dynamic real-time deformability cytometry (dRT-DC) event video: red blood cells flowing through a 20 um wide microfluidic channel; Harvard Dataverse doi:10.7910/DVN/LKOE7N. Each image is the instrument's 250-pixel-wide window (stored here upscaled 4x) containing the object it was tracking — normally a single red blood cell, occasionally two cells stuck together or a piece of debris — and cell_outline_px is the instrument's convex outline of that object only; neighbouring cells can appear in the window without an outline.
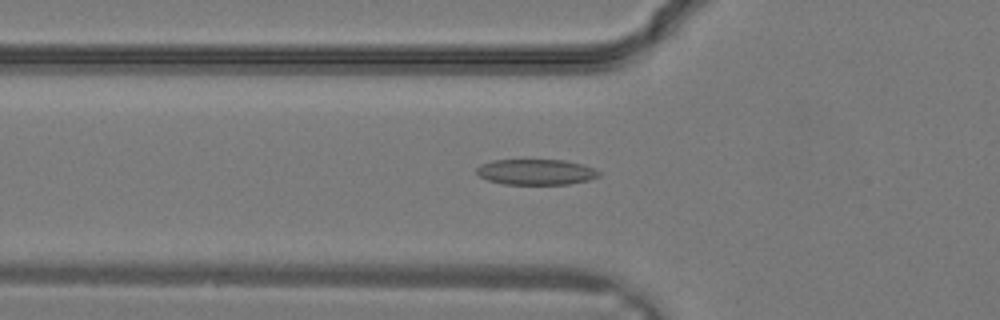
{"species": "common noctule bat (a hibernating species)", "species_latin": "Nyctalus noctula", "temperature_condition": "warm", "stored_images_in_passage": 32, "camera_frame_rate_fps": 3000, "um_per_image_px": 0.085, "animal": {"sex": "male", "body_mass_g": 19.2, "forearm_length_mm": 51.8}, "frame": {"image": 1, "passage_image": 12, "time_ms": 3.667, "image_size_px": [1000, 320], "cell_outline_px": [[600, 176], [588, 180], [568, 184], [504, 184], [488, 180], [480, 176], [476, 172], [476, 168], [480, 164], [492, 160], [564, 160], [584, 164], [600, 172]], "centroid_in_image_um": [45.55, 14.61], "position_along_channel_um": 80.2, "area_um2": 18.26}}
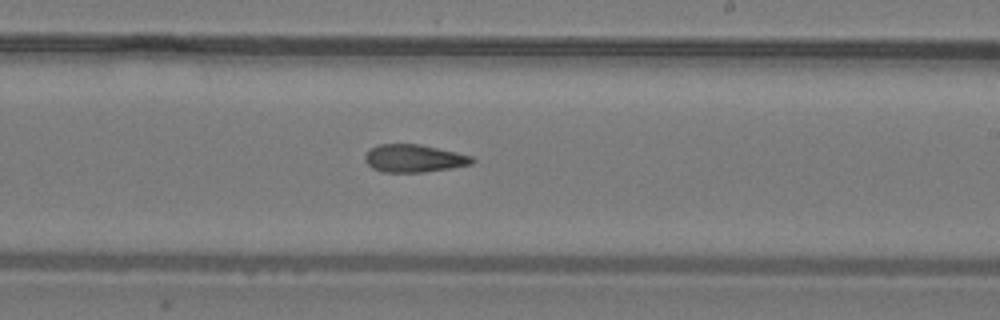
{"frame": {"image": 2, "passage_image": 20, "time_ms": 6.333, "image_size_px": [1000, 320], "cell_outline_px": [[476, 160], [472, 164], [452, 168], [424, 172], [384, 172], [372, 168], [364, 160], [364, 156], [368, 148], [380, 144], [420, 144], [456, 152], [472, 156]], "centroid_in_image_um": [35.18, 13.46], "position_along_channel_um": 253.8, "area_um2": 17.46}}
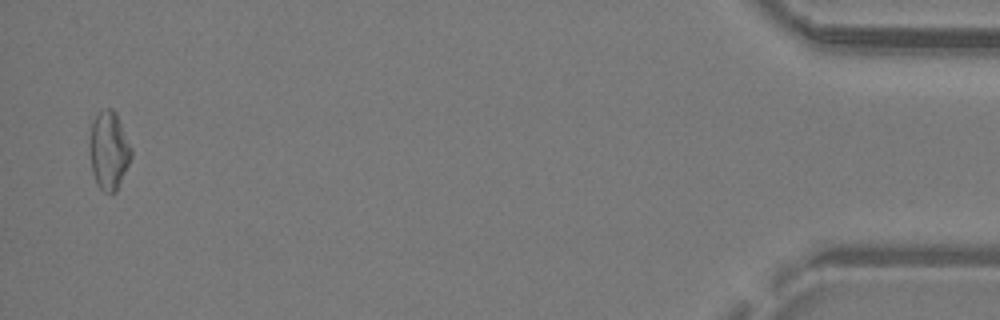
{"frame": {"image": 3, "passage_image": 32, "time_ms": 10.333, "image_size_px": [1000, 320], "cell_outline_px": [[132, 156], [116, 192], [104, 192], [100, 188], [96, 180], [92, 168], [92, 124], [96, 116], [104, 108], [112, 108], [116, 112], [132, 148]], "centroid_in_image_um": [9.31, 12.78], "position_along_channel_um": 425.9, "area_um2": 18.21}}